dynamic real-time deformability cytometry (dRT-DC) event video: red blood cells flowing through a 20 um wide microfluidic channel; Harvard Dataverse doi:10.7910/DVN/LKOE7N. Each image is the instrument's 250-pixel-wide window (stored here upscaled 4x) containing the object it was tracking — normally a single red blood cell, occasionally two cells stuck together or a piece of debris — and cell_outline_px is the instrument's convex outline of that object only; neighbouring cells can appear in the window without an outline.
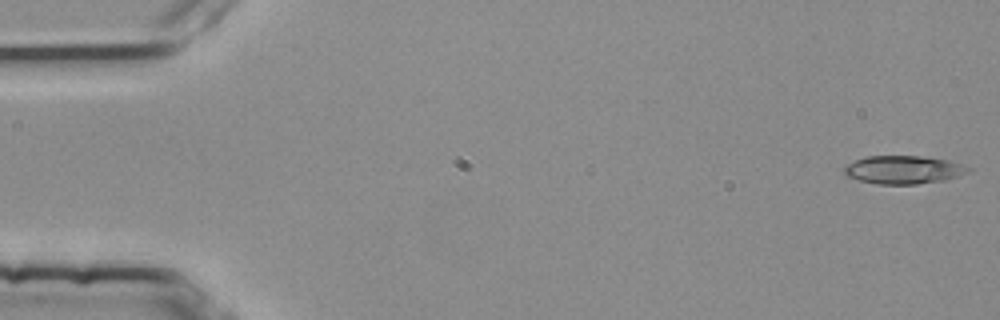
{"species": "common noctule bat (a hibernating species)", "species_latin": "Nyctalus noctula", "temperature_condition": "room temperature", "stored_images_in_passage": 53, "camera_frame_rate_fps": 3000, "um_per_image_px": 0.085, "animal": {"sex": "female", "body_mass_g": 25.1}, "frame": {"image": 1, "passage_image": 1, "time_ms": 0.0, "image_size_px": [1000, 320], "cell_outline_px": [[972, 168], [968, 172], [944, 180], [916, 184], [876, 184], [844, 176], [844, 168], [848, 164], [856, 160], [868, 156], [920, 156], [948, 160]], "centroid_in_image_um": [76.77, 14.43], "position_along_channel_um": 8.2, "area_um2": 20.17}}
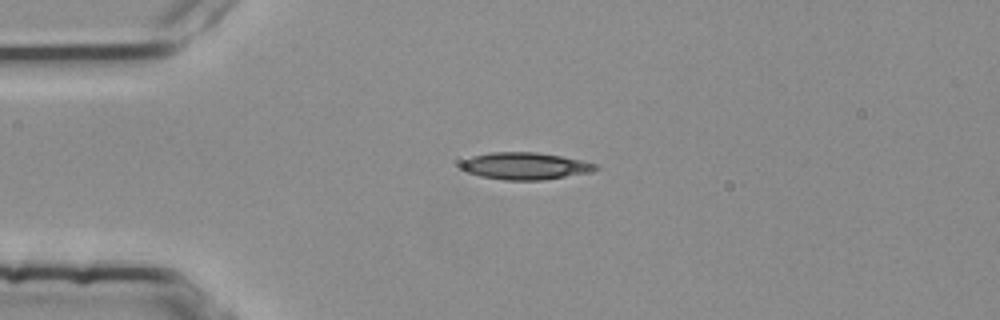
{"frame": {"image": 2, "passage_image": 13, "time_ms": 4.0, "image_size_px": [1000, 320], "cell_outline_px": [[600, 168], [588, 172], [544, 180], [504, 180], [480, 176], [468, 172], [460, 168], [460, 164], [464, 160], [472, 156], [492, 152], [536, 152], [560, 156], [600, 164]], "centroid_in_image_um": [44.63, 14.11], "position_along_channel_um": 40.4, "area_um2": 21.15}}
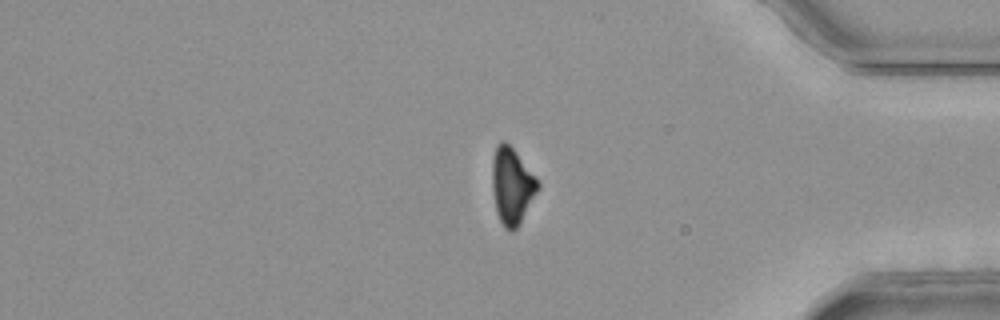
{"frame": {"image": 3, "passage_image": 45, "time_ms": 14.667, "image_size_px": [1000, 320], "cell_outline_px": [[540, 188], [520, 224], [516, 228], [504, 228], [500, 220], [496, 208], [492, 188], [492, 160], [496, 144], [500, 140], [504, 140], [516, 152], [536, 176], [540, 184]], "centroid_in_image_um": [43.53, 15.75], "position_along_channel_um": 391.7, "area_um2": 20.35}}